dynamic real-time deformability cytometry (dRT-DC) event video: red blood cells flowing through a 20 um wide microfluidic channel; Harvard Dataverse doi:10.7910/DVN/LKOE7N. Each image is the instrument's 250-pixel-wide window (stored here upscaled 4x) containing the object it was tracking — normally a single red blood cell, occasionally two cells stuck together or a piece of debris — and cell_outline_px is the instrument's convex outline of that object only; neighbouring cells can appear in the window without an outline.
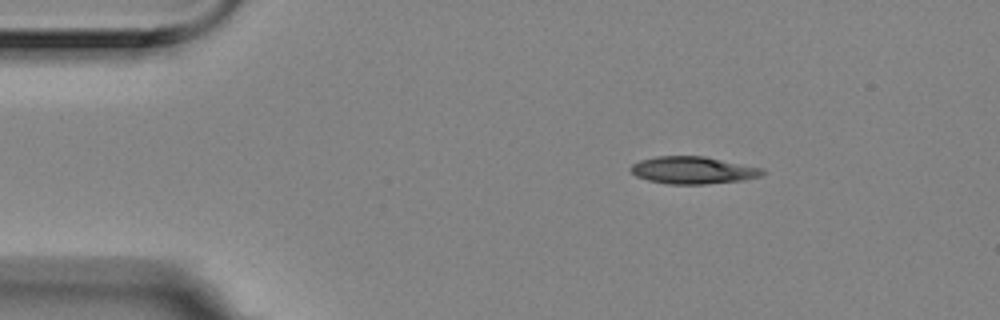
{"species": "Egyptian fruit bat (a non-hibernating species)", "species_latin": "Rousettus aegyptiacus", "temperature_condition": "room temperature", "stored_images_in_passage": 3, "camera_frame_rate_fps": 3000, "um_per_image_px": 0.085, "animal": {"sex": "female"}, "frame": {"image": 1, "passage_image": 3, "time_ms": 0.667, "image_size_px": [1000, 320], "cell_outline_px": [[768, 172], [760, 176], [744, 180], [704, 184], [668, 184], [648, 180], [636, 176], [628, 168], [632, 164], [640, 160], [656, 156], [704, 156], [764, 168]], "centroid_in_image_um": [58.92, 14.46], "position_along_channel_um": 26.1, "area_um2": 21.1}}